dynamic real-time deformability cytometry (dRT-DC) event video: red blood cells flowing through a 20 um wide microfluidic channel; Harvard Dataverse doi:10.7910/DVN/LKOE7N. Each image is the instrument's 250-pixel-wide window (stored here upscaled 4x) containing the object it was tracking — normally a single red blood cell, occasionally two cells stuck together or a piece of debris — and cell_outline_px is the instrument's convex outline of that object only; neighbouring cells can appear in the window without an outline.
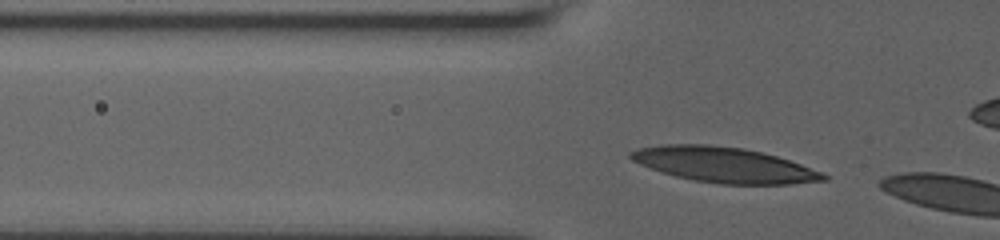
{"species": "human", "species_latin": "Homo sapiens", "temperature_condition": "room temperature", "stored_images_in_passage": 6, "camera_frame_rate_fps": 3000, "um_per_image_px": 0.085, "donor": {"sex": "male"}, "frame": {"image": 1, "passage_image": 3, "time_ms": 0.667, "image_size_px": [1000, 240], "cell_outline_px": [[828, 180], [788, 184], [720, 184], [692, 180], [676, 176], [640, 164], [632, 160], [628, 156], [628, 152], [636, 148], [660, 144], [708, 144], [744, 148], [776, 156], [800, 164], [820, 172], [828, 176]], "centroid_in_image_um": [61.49, 14.0], "position_along_channel_um": 64.3, "area_um2": 39.42}}